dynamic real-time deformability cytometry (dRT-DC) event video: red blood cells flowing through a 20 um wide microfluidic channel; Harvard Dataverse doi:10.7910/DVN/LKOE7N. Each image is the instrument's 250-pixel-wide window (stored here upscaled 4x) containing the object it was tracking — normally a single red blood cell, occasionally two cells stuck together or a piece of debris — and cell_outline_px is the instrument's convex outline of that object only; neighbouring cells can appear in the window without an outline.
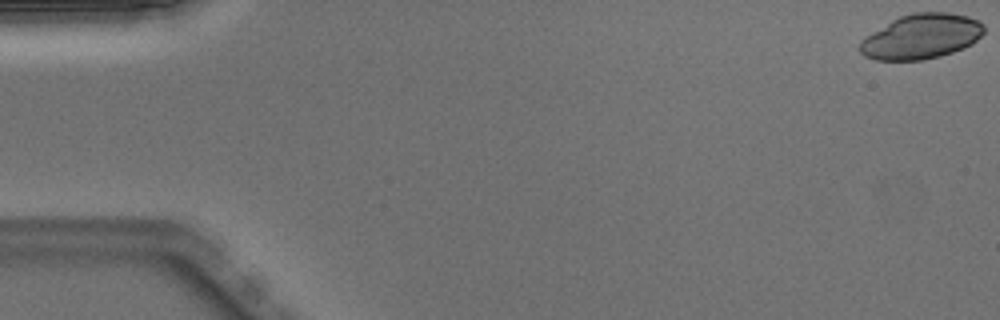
{"species": "Egyptian fruit bat (a non-hibernating species)", "species_latin": "Rousettus aegyptiacus", "temperature_condition": "warm", "stored_images_in_passage": 50, "camera_frame_rate_fps": 3000, "um_per_image_px": 0.085, "animal": {"sex": "male"}, "frame": {"image": 1, "passage_image": 1, "time_ms": 0.0, "image_size_px": [1000, 320], "cell_outline_px": [[984, 32], [972, 44], [964, 48], [940, 56], [924, 60], [876, 60], [864, 56], [860, 52], [860, 40], [872, 32], [892, 20], [900, 16], [912, 12], [948, 12], [968, 16], [984, 24]], "centroid_in_image_um": [78.31, 3.1], "position_along_channel_um": 6.7, "area_um2": 32.48}}